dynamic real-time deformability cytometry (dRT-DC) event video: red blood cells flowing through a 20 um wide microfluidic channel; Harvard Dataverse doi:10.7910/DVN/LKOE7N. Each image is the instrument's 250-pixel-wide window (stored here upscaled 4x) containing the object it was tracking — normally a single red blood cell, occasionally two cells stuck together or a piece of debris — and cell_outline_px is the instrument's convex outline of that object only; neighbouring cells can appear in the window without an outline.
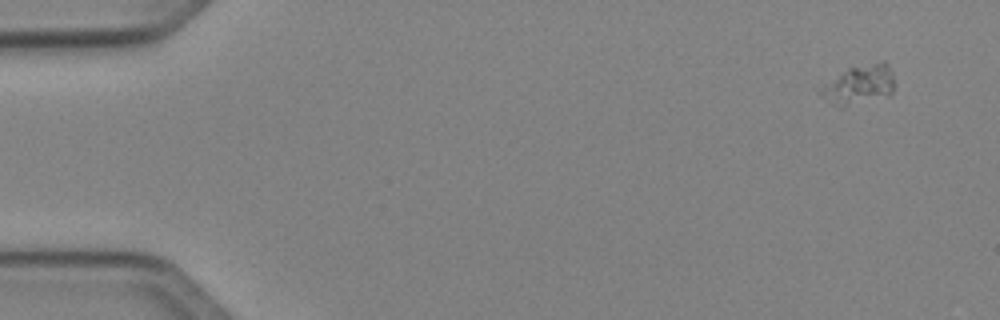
{"species": "Egyptian fruit bat (a non-hibernating species)", "species_latin": "Rousettus aegyptiacus", "temperature_condition": "cold", "stored_images_in_passage": 5, "camera_frame_rate_fps": 3000, "um_per_image_px": 0.085, "animal": {"sex": "female"}, "frame": {"image": 1, "passage_image": 1, "time_ms": 0.0, "image_size_px": [1000, 320], "cell_outline_px": [[892, 92], [888, 96], [844, 108], [832, 104], [820, 92], [848, 68], [884, 60], [888, 64], [892, 76]], "centroid_in_image_um": [73.12, 7.22], "position_along_channel_um": 11.9, "area_um2": 16.18}}
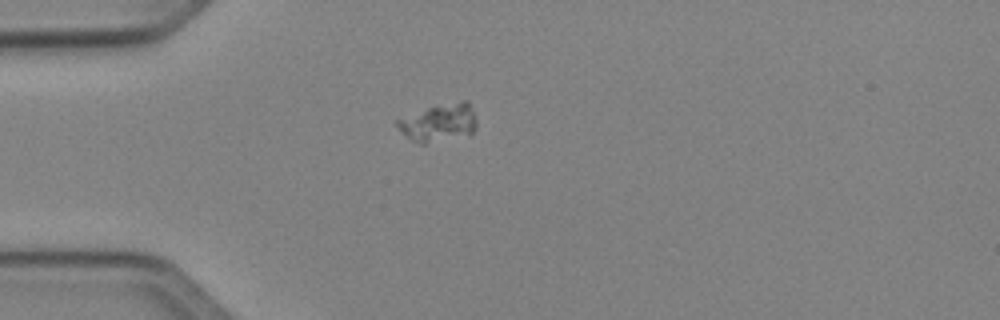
{"frame": {"image": 2, "passage_image": 4, "time_ms": 3.667, "image_size_px": [1000, 320], "cell_outline_px": [[476, 128], [472, 136], [424, 144], [420, 144], [412, 140], [396, 124], [396, 120], [428, 108], [464, 100], [468, 100], [472, 108], [476, 120]], "centroid_in_image_um": [37.4, 10.47], "position_along_channel_um": 47.6, "area_um2": 17.4}}